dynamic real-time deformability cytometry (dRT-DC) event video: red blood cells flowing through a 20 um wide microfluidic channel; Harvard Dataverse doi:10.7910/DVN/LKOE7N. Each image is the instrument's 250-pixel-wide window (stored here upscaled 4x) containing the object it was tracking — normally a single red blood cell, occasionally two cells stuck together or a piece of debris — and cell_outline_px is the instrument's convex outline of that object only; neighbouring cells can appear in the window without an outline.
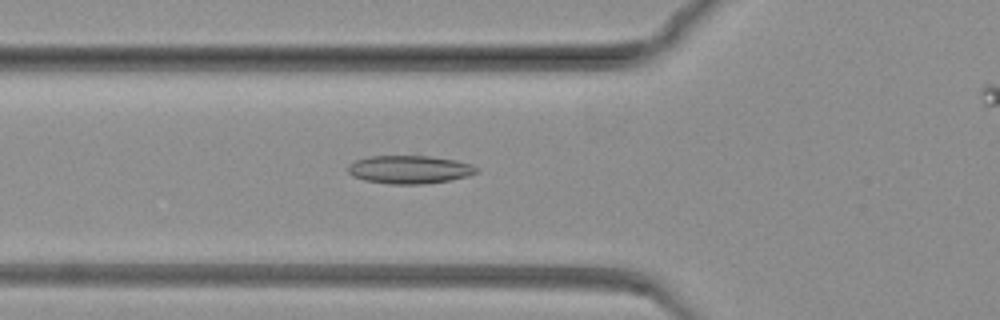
{"species": "common noctule bat (a hibernating species)", "species_latin": "Nyctalus noctula", "temperature_condition": "warm", "stored_images_in_passage": 72, "camera_frame_rate_fps": 3000, "um_per_image_px": 0.085, "animal": {"sex": "female", "body_mass_g": 19.3, "forearm_length_mm": 54.1}, "frame": {"image": 1, "passage_image": 29, "time_ms": 9.333, "image_size_px": [1000, 320], "cell_outline_px": [[480, 172], [468, 176], [448, 180], [424, 184], [388, 184], [364, 180], [352, 176], [348, 172], [348, 164], [356, 160], [368, 156], [428, 156], [456, 160], [472, 164], [480, 168]], "centroid_in_image_um": [34.82, 14.41], "position_along_channel_um": 91.0, "area_um2": 21.27}}
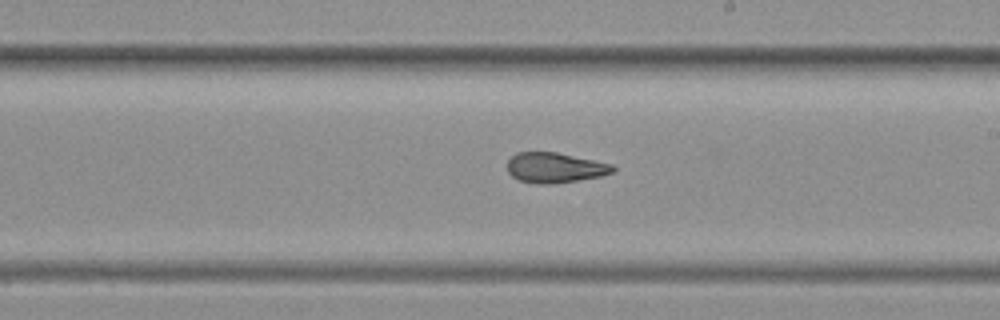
{"frame": {"image": 2, "passage_image": 47, "time_ms": 15.333, "image_size_px": [1000, 320], "cell_outline_px": [[616, 168], [612, 172], [600, 176], [556, 184], [536, 184], [520, 180], [512, 176], [508, 172], [508, 160], [516, 152], [556, 152], [612, 164]], "centroid_in_image_um": [47.15, 14.26], "position_along_channel_um": 241.8, "area_um2": 18.5}}
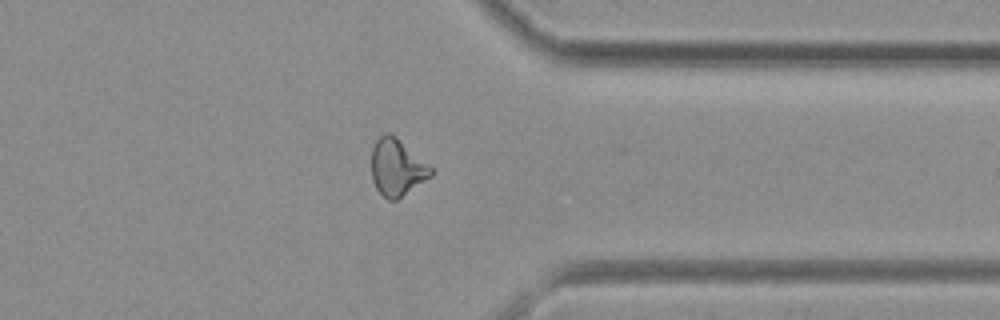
{"frame": {"image": 3, "passage_image": 64, "time_ms": 21.0, "image_size_px": [1000, 320], "cell_outline_px": [[432, 176], [396, 200], [388, 200], [376, 188], [372, 180], [372, 148], [376, 140], [384, 132], [388, 132], [396, 136], [428, 164], [432, 168]], "centroid_in_image_um": [33.73, 14.22], "position_along_channel_um": 377.7, "area_um2": 19.54}}